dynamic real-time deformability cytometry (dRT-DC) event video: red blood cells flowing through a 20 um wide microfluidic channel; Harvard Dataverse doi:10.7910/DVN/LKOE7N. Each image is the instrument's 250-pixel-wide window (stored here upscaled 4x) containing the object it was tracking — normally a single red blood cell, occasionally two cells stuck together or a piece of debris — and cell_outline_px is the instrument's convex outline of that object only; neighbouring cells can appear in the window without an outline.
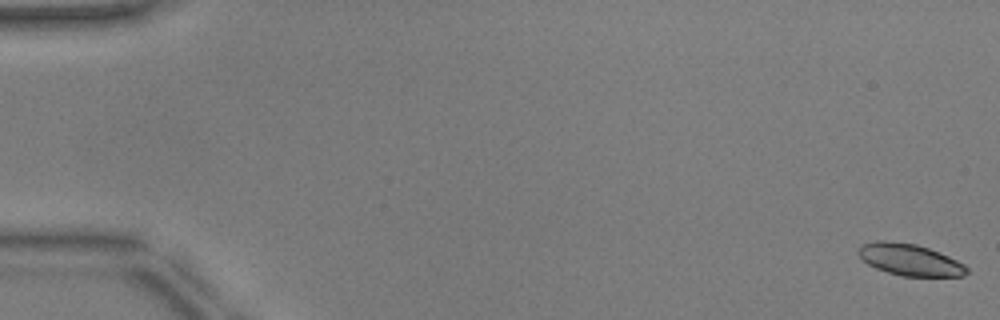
{"species": "common noctule bat (a hibernating species)", "species_latin": "Nyctalus noctula", "temperature_condition": "warm", "stored_images_in_passage": 52, "camera_frame_rate_fps": 3000, "um_per_image_px": 0.085, "animal": {"sex": "male", "body_mass_g": 17.9, "forearm_length_mm": 54.2}, "frame": {"image": 1, "passage_image": 1, "time_ms": 0.0, "image_size_px": [1000, 320], "cell_outline_px": [[968, 272], [964, 276], [900, 276], [876, 268], [868, 264], [856, 252], [860, 244], [876, 240], [884, 240], [916, 244], [940, 252], [964, 264], [968, 268]], "centroid_in_image_um": [77.31, 22.07], "position_along_channel_um": 7.7, "area_um2": 20.06}}
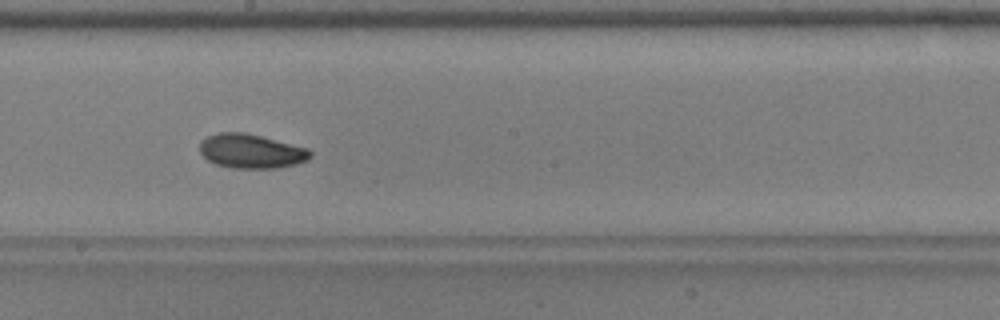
{"frame": {"image": 2, "passage_image": 30, "time_ms": 9.667, "image_size_px": [1000, 320], "cell_outline_px": [[312, 156], [308, 160], [296, 164], [276, 168], [232, 168], [216, 164], [208, 160], [200, 152], [200, 140], [208, 136], [220, 132], [244, 132], [308, 148], [312, 152]], "centroid_in_image_um": [21.35, 12.85], "position_along_channel_um": 226.8, "area_um2": 22.02}}
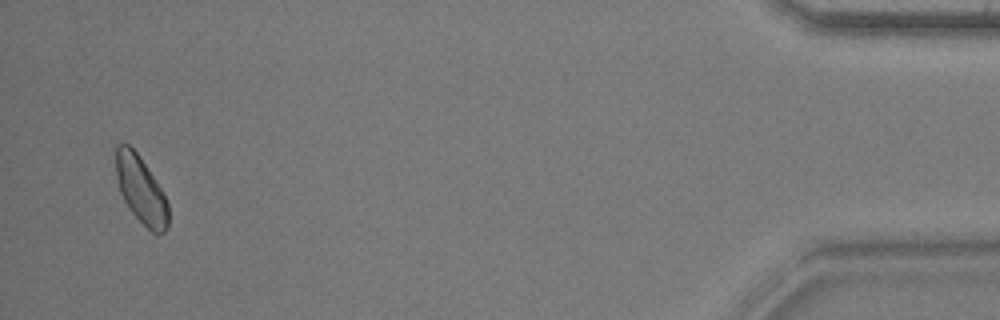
{"frame": {"image": 3, "passage_image": 51, "time_ms": 16.667, "image_size_px": [1000, 320], "cell_outline_px": [[168, 224], [164, 232], [156, 236], [132, 212], [124, 200], [120, 192], [116, 176], [112, 144], [128, 144], [136, 152], [156, 180], [168, 204]], "centroid_in_image_um": [11.93, 16.08], "position_along_channel_um": 423.3, "area_um2": 20.63}, "authors_computed_cell_mechanics": {"area_um2": 20.9525, "velocity_mm_per_s": 3.8978, "shape_relaxation_time_tau1_ms": 4.2458, "shape_relaxation_time_tau2_ms": 4.5799, "deformation_change_tau1": 0.1156, "deformation_change_tau2": 0.0967}}